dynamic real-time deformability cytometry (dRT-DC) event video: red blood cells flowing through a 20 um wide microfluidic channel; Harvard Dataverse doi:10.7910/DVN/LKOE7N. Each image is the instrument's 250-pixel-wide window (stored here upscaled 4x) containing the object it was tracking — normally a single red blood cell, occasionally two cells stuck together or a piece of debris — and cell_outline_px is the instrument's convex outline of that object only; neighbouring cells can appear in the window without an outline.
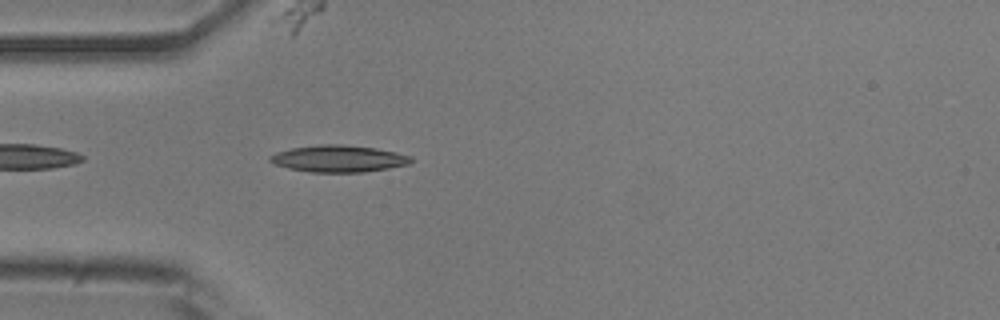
{"species": "common noctule bat (a hibernating species)", "species_latin": "Nyctalus noctula", "temperature_condition": "room temperature", "stored_images_in_passage": 38, "camera_frame_rate_fps": 3000, "um_per_image_px": 0.085, "animal": {"sex": "male", "body_mass_g": 20.5, "forearm_length_mm": 52.5}, "frame": {"image": 1, "passage_image": 2, "time_ms": 0.333, "image_size_px": [1000, 320], "cell_outline_px": [[412, 160], [408, 164], [388, 168], [364, 172], [312, 172], [288, 168], [276, 164], [268, 160], [268, 156], [276, 152], [292, 148], [320, 144], [344, 144], [376, 148], [396, 152], [412, 156]], "centroid_in_image_um": [28.77, 13.48], "position_along_channel_um": 56.2, "area_um2": 22.02}}
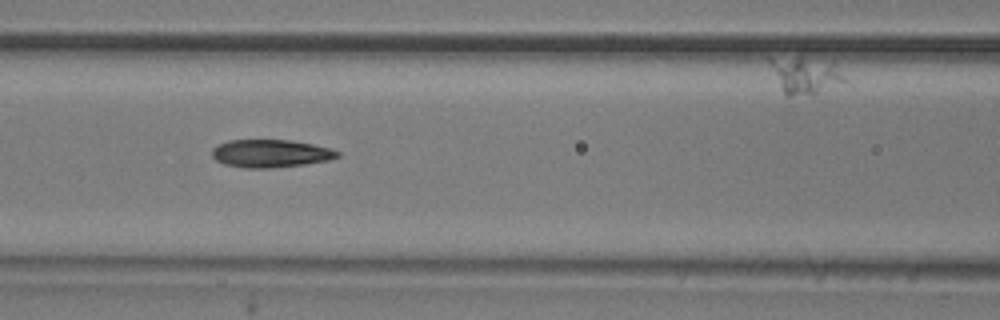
{"frame": {"image": 2, "passage_image": 9, "time_ms": 2.667, "image_size_px": [1000, 320], "cell_outline_px": [[340, 156], [328, 160], [304, 164], [272, 168], [244, 168], [224, 164], [216, 160], [212, 156], [212, 148], [228, 140], [288, 140], [312, 144], [332, 148], [340, 152]], "centroid_in_image_um": [23.0, 13.05], "position_along_channel_um": 143.6, "area_um2": 20.35}}
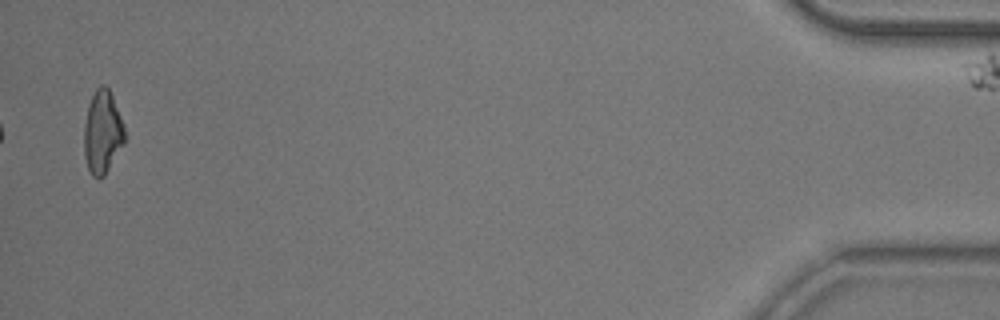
{"frame": {"image": 3, "passage_image": 38, "time_ms": 12.333, "image_size_px": [1000, 320], "cell_outline_px": [[124, 144], [104, 176], [92, 176], [88, 168], [84, 156], [84, 124], [88, 104], [96, 88], [100, 84], [104, 84], [108, 88], [112, 96], [124, 124]], "centroid_in_image_um": [8.7, 11.21], "position_along_channel_um": 426.5, "area_um2": 19.59}, "authors_computed_cell_mechanics": {"area_um2": 20.3167, "velocity_mm_per_s": 3.8671, "shape_relaxation_time_tau1_ms": 6.567, "shape_relaxation_time_tau2_ms": 2.3252, "deformation_change_tau1": 0.2219, "deformation_change_tau2": 0.104}}